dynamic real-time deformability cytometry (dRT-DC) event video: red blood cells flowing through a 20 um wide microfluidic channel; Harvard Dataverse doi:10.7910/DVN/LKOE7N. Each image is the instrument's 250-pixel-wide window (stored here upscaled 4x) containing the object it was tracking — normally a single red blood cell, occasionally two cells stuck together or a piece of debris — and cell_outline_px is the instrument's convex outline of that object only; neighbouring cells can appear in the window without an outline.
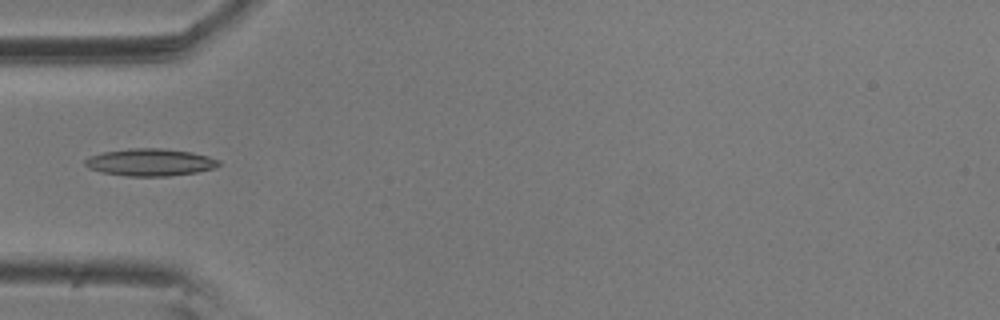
{"species": "common noctule bat (a hibernating species)", "species_latin": "Nyctalus noctula", "temperature_condition": "room temperature", "stored_images_in_passage": 8, "camera_frame_rate_fps": 3000, "um_per_image_px": 0.085, "animal": {"sex": "male", "body_mass_g": 20.5, "forearm_length_mm": 52.5}, "frame": {"image": 1, "passage_image": 5, "time_ms": 1.333, "image_size_px": [1000, 320], "cell_outline_px": [[220, 164], [216, 168], [196, 172], [168, 176], [124, 176], [100, 172], [88, 168], [84, 164], [84, 160], [88, 156], [104, 152], [128, 148], [160, 148], [192, 152], [208, 156], [220, 160]], "centroid_in_image_um": [12.74, 13.79], "position_along_channel_um": 72.3, "area_um2": 21.44}}
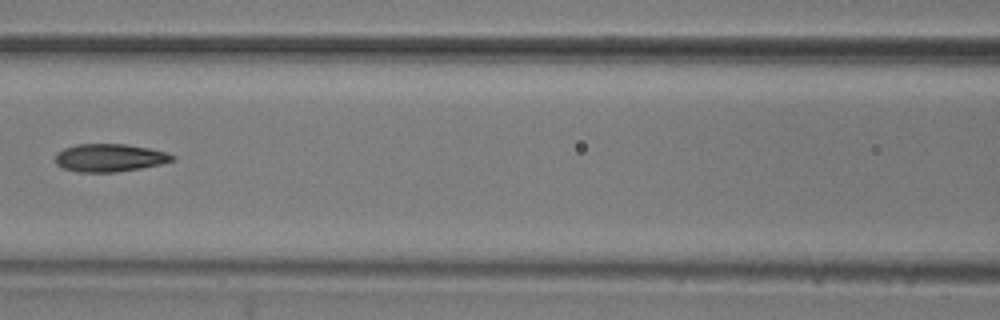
{"frame": {"image": 2, "passage_image": 7, "time_ms": 2.0, "image_size_px": [1000, 320], "cell_outline_px": [[176, 160], [160, 164], [140, 168], [116, 172], [76, 172], [64, 168], [56, 164], [56, 152], [64, 148], [76, 144], [128, 144], [148, 148], [164, 152], [176, 156]], "centroid_in_image_um": [9.31, 13.41], "position_along_channel_um": 157.3, "area_um2": 19.02}}
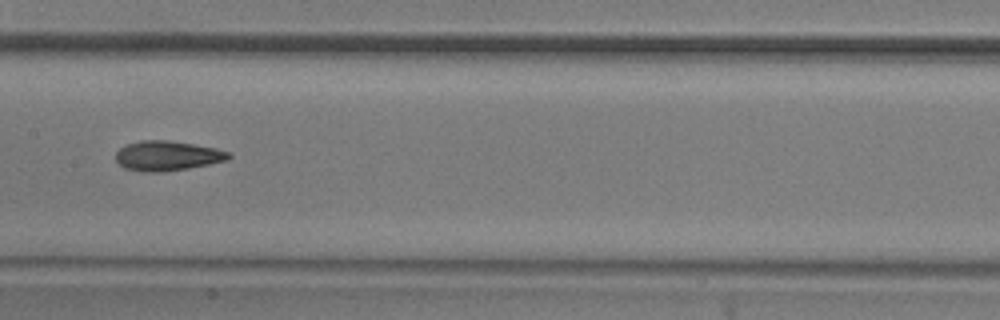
{"frame": {"image": 3, "passage_image": 8, "time_ms": 2.333, "image_size_px": [1000, 320], "cell_outline_px": [[232, 156], [228, 160], [188, 168], [164, 172], [140, 172], [124, 168], [116, 160], [116, 152], [120, 148], [128, 144], [140, 140], [168, 140], [216, 148], [228, 152]], "centroid_in_image_um": [14.2, 13.25], "position_along_channel_um": 193.2, "area_um2": 19.59}}